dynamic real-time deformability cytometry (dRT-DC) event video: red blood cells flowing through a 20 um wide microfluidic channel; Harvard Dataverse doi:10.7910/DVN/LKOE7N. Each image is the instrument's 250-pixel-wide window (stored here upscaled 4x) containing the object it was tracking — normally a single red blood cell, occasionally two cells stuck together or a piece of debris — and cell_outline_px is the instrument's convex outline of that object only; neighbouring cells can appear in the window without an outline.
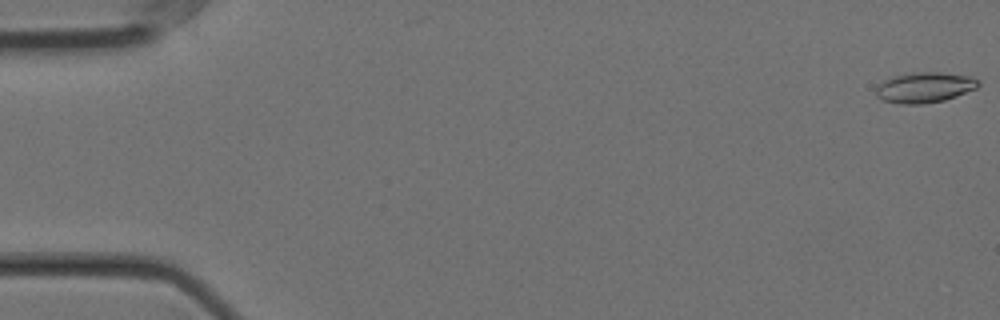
{"species": "Egyptian fruit bat (a non-hibernating species)", "species_latin": "Rousettus aegyptiacus", "temperature_condition": "cold", "stored_images_in_passage": 26, "camera_frame_rate_fps": 3000, "um_per_image_px": 0.085, "animal": {"sex": "female"}, "frame": {"image": 1, "passage_image": 1, "time_ms": 0.0, "image_size_px": [1000, 320], "cell_outline_px": [[980, 84], [976, 88], [956, 96], [944, 100], [920, 104], [900, 104], [884, 100], [876, 96], [876, 88], [884, 80], [896, 76], [912, 72], [940, 72], [972, 76], [980, 80]], "centroid_in_image_um": [78.62, 7.42], "position_along_channel_um": 6.4, "area_um2": 18.09}}
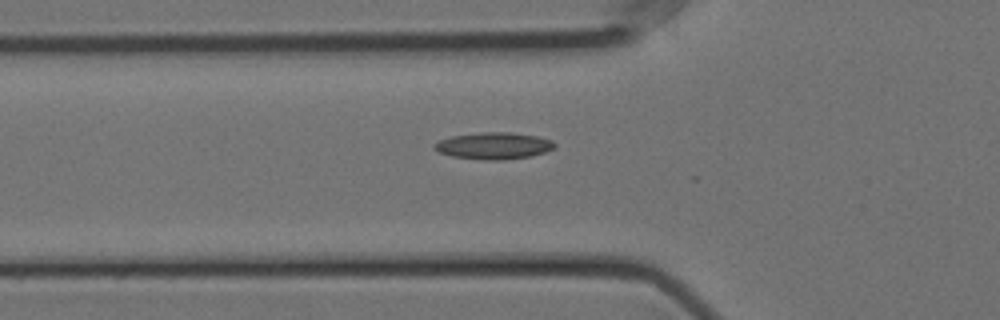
{"frame": {"image": 2, "passage_image": 20, "time_ms": 6.333, "image_size_px": [1000, 320], "cell_outline_px": [[556, 144], [552, 148], [544, 152], [528, 156], [504, 160], [484, 160], [452, 156], [440, 152], [432, 148], [432, 144], [440, 140], [452, 136], [480, 132], [508, 132], [536, 136], [552, 140]], "centroid_in_image_um": [41.92, 12.39], "position_along_channel_um": 83.9, "area_um2": 18.61}}
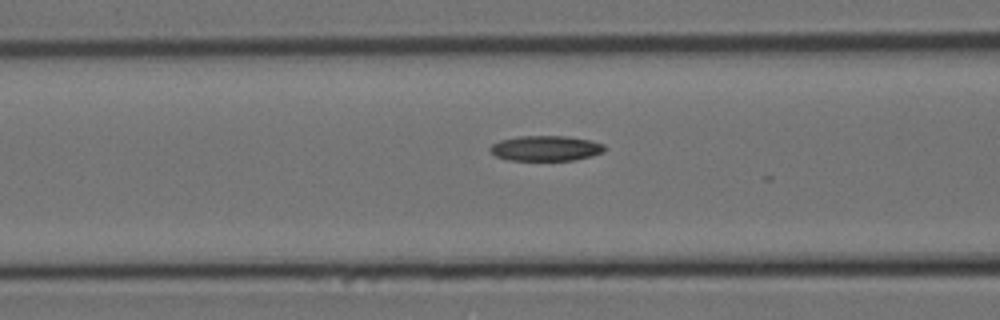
{"frame": {"image": 3, "passage_image": 23, "time_ms": 7.333, "image_size_px": [1000, 320], "cell_outline_px": [[604, 152], [592, 156], [572, 160], [508, 160], [496, 156], [488, 148], [492, 144], [500, 140], [520, 136], [564, 136], [592, 140], [604, 144]], "centroid_in_image_um": [46.4, 12.6], "position_along_channel_um": 120.2, "area_um2": 16.82}}